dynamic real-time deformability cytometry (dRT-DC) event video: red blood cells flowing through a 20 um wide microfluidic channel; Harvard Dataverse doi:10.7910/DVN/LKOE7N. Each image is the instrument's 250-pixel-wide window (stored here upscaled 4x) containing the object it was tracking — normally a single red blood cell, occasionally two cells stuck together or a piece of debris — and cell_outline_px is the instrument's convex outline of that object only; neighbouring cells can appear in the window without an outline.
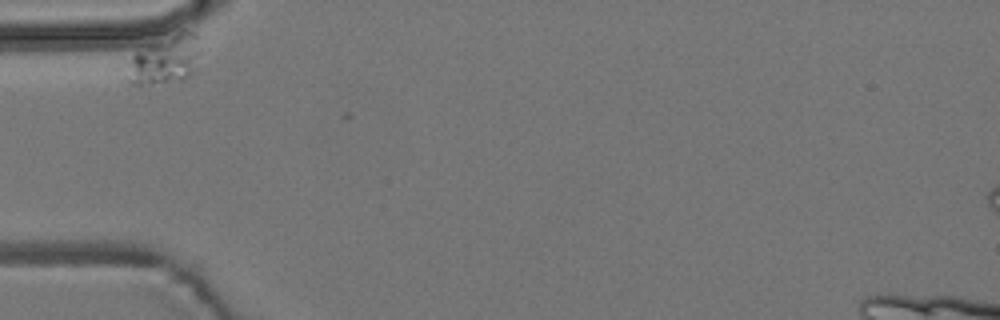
{"species": "common noctule bat (a hibernating species)", "species_latin": "Nyctalus noctula", "temperature_condition": "room temperature", "stored_images_in_passage": 4, "camera_frame_rate_fps": 3000, "um_per_image_px": 0.085, "animal": {"sex": "male", "body_mass_g": 19.2, "forearm_length_mm": 51.8}, "frame": {"image": 1, "passage_image": 1, "time_ms": 0.0, "image_size_px": [1000, 320], "cell_outline_px": [[200, 52], [192, 72], [180, 80], [140, 84], [132, 84], [128, 80], [128, 60], [136, 52], [148, 44], [180, 28], [184, 28], [196, 36]], "centroid_in_image_um": [14.02, 5.0], "position_along_channel_um": 71.0, "area_um2": 20.52}}
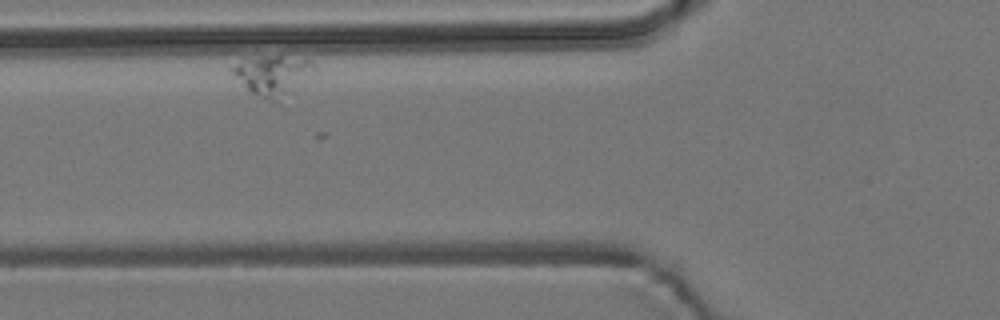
{"frame": {"image": 2, "passage_image": 2, "time_ms": 1.333, "image_size_px": [1000, 320], "cell_outline_px": [[316, 72], [268, 96], [260, 96], [252, 92], [228, 68], [228, 64], [260, 56], [280, 56], [312, 60], [316, 68]], "centroid_in_image_um": [23.07, 6.19], "position_along_channel_um": 102.7, "area_um2": 16.76}}
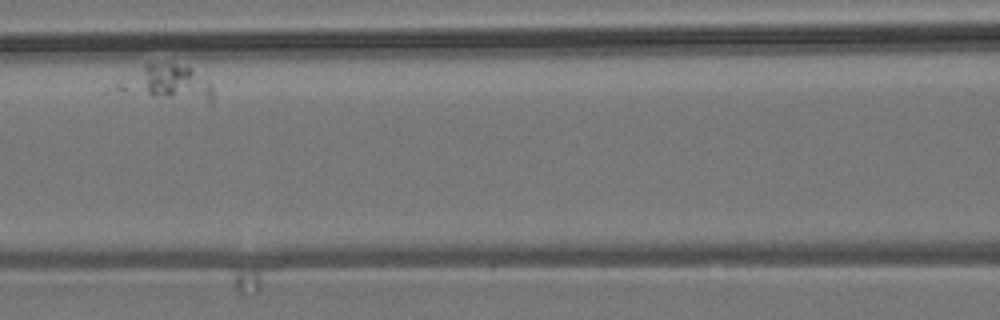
{"frame": {"image": 3, "passage_image": 4, "time_ms": 3.333, "image_size_px": [1000, 320], "cell_outline_px": [[212, 104], [208, 104], [100, 92], [144, 64], [188, 64], [208, 80], [212, 84]], "centroid_in_image_um": [14.04, 7.12], "position_along_channel_um": 152.6, "area_um2": 21.56}}